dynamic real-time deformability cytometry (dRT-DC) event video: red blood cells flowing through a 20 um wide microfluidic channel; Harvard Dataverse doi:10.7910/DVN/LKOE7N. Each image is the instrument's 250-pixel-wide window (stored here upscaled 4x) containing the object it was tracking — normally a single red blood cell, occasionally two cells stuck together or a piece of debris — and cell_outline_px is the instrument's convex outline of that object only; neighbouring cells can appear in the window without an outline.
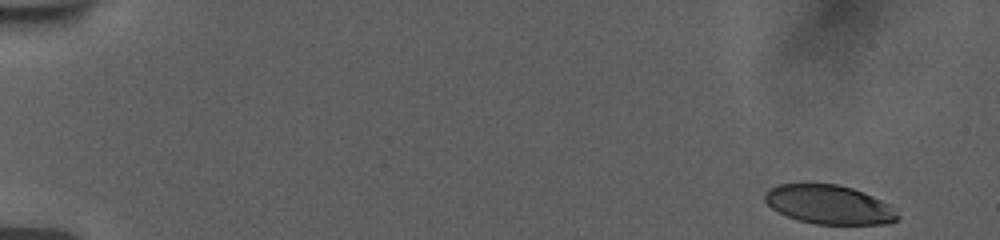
{"species": "human", "species_latin": "Homo sapiens", "temperature_condition": "room temperature", "stored_images_in_passage": 53, "camera_frame_rate_fps": 3000, "um_per_image_px": 0.085, "donor": {"sex": "female"}, "frame": {"image": 1, "passage_image": 1, "time_ms": 0.0, "image_size_px": [1000, 240], "cell_outline_px": [[900, 220], [888, 224], [816, 224], [800, 220], [788, 216], [772, 208], [764, 200], [764, 192], [768, 188], [776, 184], [836, 184], [852, 188], [872, 196], [888, 204], [900, 216]], "centroid_in_image_um": [70.47, 17.39], "position_along_channel_um": 14.5, "area_um2": 30.06}}
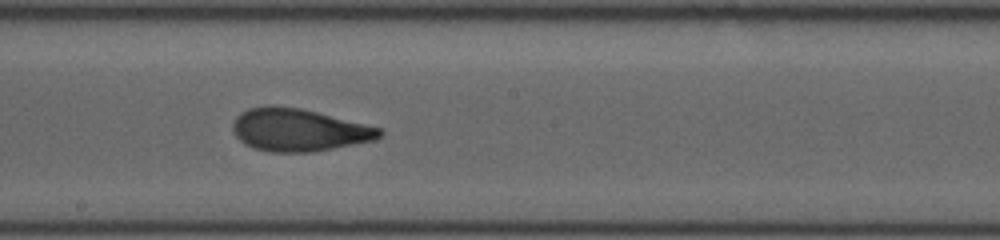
{"frame": {"image": 2, "passage_image": 30, "time_ms": 9.667, "image_size_px": [1000, 240], "cell_outline_px": [[384, 132], [376, 140], [312, 152], [272, 152], [252, 148], [244, 144], [232, 132], [232, 124], [236, 116], [240, 112], [248, 108], [268, 104], [276, 104], [300, 108], [384, 128]], "centroid_in_image_um": [25.37, 11.03], "position_along_channel_um": 222.8, "area_um2": 36.93}}
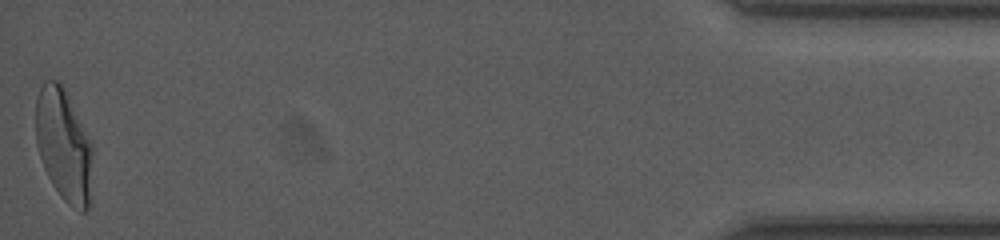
{"frame": {"image": 3, "passage_image": 53, "time_ms": 17.333, "image_size_px": [1000, 240], "cell_outline_px": [[92, 152], [88, 208], [84, 212], [80, 212], [72, 208], [60, 196], [52, 184], [44, 168], [36, 144], [36, 100], [40, 88], [44, 80], [60, 80], [92, 144]], "centroid_in_image_um": [5.39, 12.33], "position_along_channel_um": 429.8, "area_um2": 36.93}, "authors_computed_cell_mechanics": {"area_um2": 35.258, "velocity_mm_per_s": 3.7799, "shape_relaxation_time_tau1_ms": 4.2692, "shape_relaxation_time_tau2_ms": 1.2021, "deformation_change_tau1": 0.185, "deformation_change_tau2": 0.0841}}